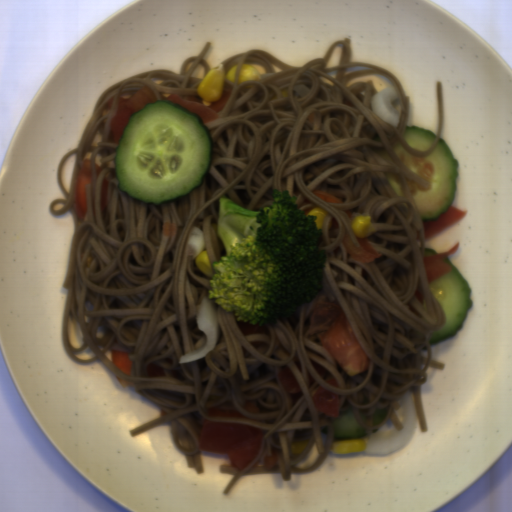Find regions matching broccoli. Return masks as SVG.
Wrapping results in <instances>:
<instances>
[{
  "mask_svg": "<svg viewBox=\"0 0 512 512\" xmlns=\"http://www.w3.org/2000/svg\"><path fill=\"white\" fill-rule=\"evenodd\" d=\"M298 197L274 189L272 205L248 210L220 197L216 234L223 255L213 261L206 300L234 313L238 322L274 327L303 304L316 300L324 287V228L304 214Z\"/></svg>",
  "mask_w": 512,
  "mask_h": 512,
  "instance_id": "1",
  "label": "broccoli"
}]
</instances>
